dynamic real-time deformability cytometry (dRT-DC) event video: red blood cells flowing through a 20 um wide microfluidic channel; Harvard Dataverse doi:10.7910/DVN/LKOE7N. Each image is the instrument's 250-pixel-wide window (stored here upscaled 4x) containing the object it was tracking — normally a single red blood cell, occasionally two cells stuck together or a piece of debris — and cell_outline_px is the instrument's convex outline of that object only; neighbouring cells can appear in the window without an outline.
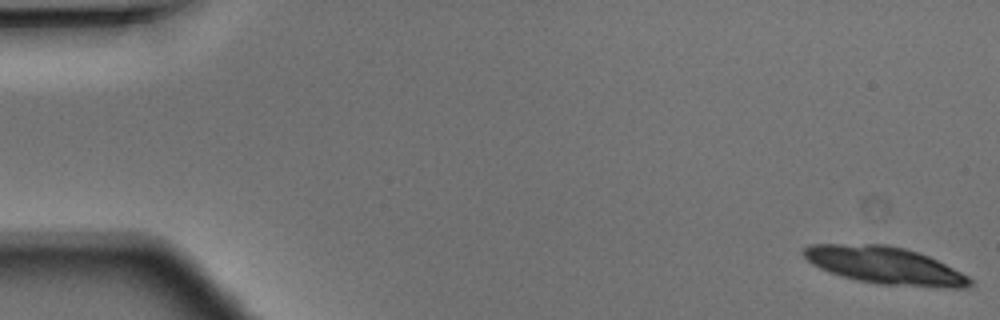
{"species": "Egyptian fruit bat (a non-hibernating species)", "species_latin": "Rousettus aegyptiacus", "temperature_condition": "warm", "stored_images_in_passage": 48, "camera_frame_rate_fps": 3000, "um_per_image_px": 0.085, "animal": {"sex": "male"}, "frame": {"image": 1, "passage_image": 1, "time_ms": 0.0, "image_size_px": [1000, 320], "cell_outline_px": [[972, 284], [964, 288], [936, 288], [876, 284], [856, 280], [840, 276], [828, 272], [812, 264], [800, 252], [804, 248], [812, 244], [888, 244], [904, 248], [928, 256], [968, 276], [972, 280]], "centroid_in_image_um": [75.2, 22.58], "position_along_channel_um": 9.8, "area_um2": 36.3}}
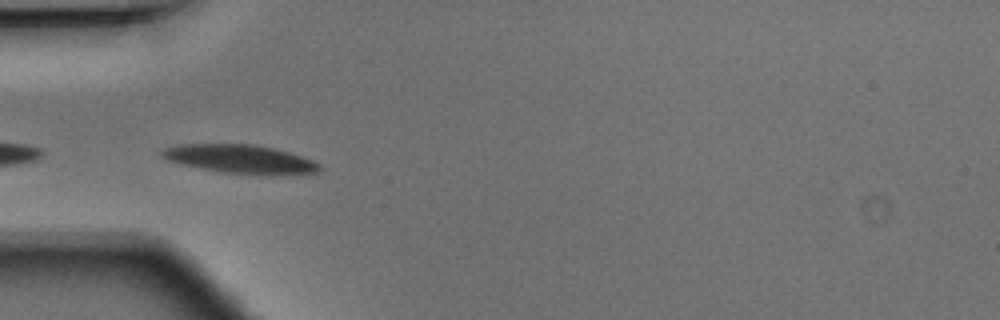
{"frame": {"image": 2, "passage_image": 16, "time_ms": 5.0, "image_size_px": [1000, 320], "cell_outline_px": [[324, 168], [316, 172], [268, 176], [216, 172], [180, 164], [168, 160], [160, 156], [160, 152], [164, 148], [176, 144], [252, 144], [272, 148], [288, 152], [312, 160], [320, 164]], "centroid_in_image_um": [20.39, 13.54], "position_along_channel_um": 64.6, "area_um2": 26.7}}